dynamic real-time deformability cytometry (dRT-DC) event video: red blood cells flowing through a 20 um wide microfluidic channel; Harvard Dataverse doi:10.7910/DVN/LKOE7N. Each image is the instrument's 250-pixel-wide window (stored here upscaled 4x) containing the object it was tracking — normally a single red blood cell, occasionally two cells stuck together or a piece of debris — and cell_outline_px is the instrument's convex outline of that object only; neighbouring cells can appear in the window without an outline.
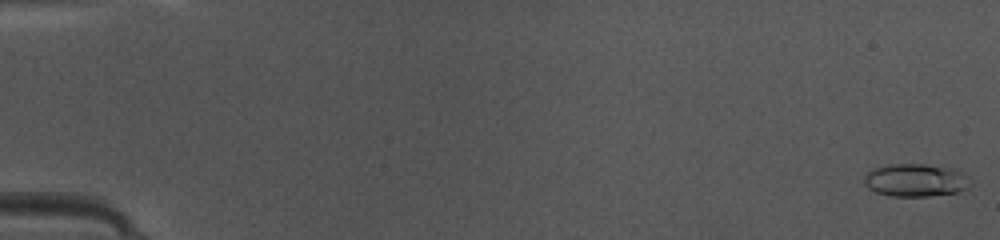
{"species": "common noctule bat (a hibernating species)", "species_latin": "Nyctalus noctula", "temperature_condition": "warm", "stored_images_in_passage": 48, "camera_frame_rate_fps": 3000, "um_per_image_px": 0.085, "animal": {"sex": "female", "body_mass_g": 10.0, "forearm_length_mm": 53.1}, "frame": {"image": 1, "passage_image": 1, "time_ms": 0.0, "image_size_px": [1000, 240], "cell_outline_px": [[968, 188], [956, 192], [928, 196], [892, 196], [876, 192], [868, 188], [864, 184], [864, 176], [868, 172], [876, 168], [888, 164], [924, 164], [952, 168], [960, 172]], "centroid_in_image_um": [77.72, 15.32], "position_along_channel_um": 7.3, "area_um2": 19.77}}
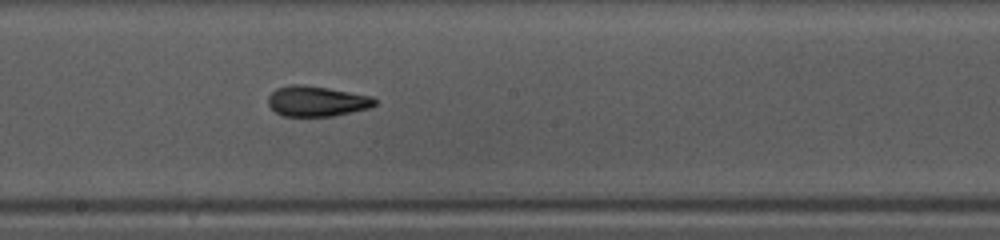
{"frame": {"image": 2, "passage_image": 27, "time_ms": 8.667, "image_size_px": [1000, 240], "cell_outline_px": [[376, 104], [368, 108], [332, 116], [284, 116], [276, 112], [268, 104], [268, 96], [276, 88], [288, 84], [304, 84], [328, 88], [372, 96], [376, 100]], "centroid_in_image_um": [26.89, 8.59], "position_along_channel_um": 221.3, "area_um2": 18.84}}
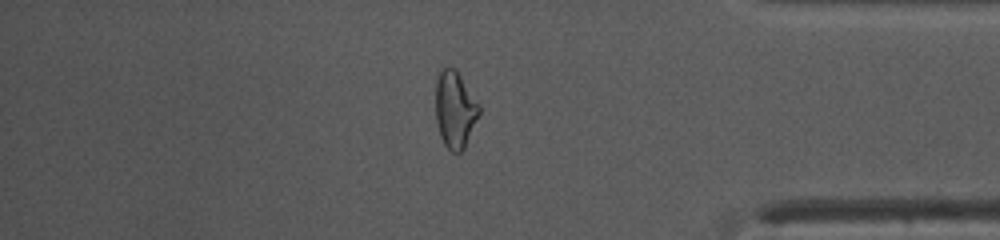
{"frame": {"image": 3, "passage_image": 41, "time_ms": 13.333, "image_size_px": [1000, 240], "cell_outline_px": [[480, 112], [464, 148], [460, 152], [452, 152], [444, 144], [440, 136], [436, 120], [436, 80], [440, 68], [456, 68], [480, 104]], "centroid_in_image_um": [38.67, 9.28], "position_along_channel_um": 396.5, "area_um2": 19.54}, "authors_computed_cell_mechanics": {"area_um2": 18.8139, "velocity_mm_per_s": 4.2112, "shape_relaxation_time_tau1_ms": 7.9362, "shape_relaxation_time_tau2_ms": 1.383, "deformation_change_tau1": 0.2594, "deformation_change_tau2": 0.096}}